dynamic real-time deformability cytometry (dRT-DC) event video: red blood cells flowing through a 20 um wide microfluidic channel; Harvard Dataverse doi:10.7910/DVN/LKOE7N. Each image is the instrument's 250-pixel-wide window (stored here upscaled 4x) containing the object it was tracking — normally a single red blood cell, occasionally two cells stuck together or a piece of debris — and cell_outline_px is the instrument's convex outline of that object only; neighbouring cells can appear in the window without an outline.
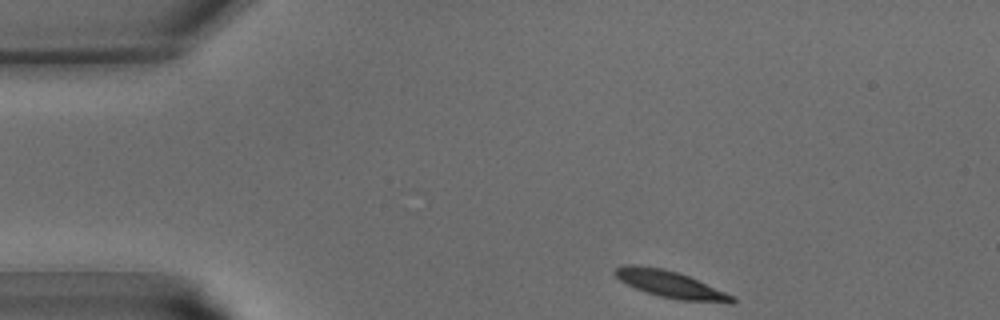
{"species": "common noctule bat (a hibernating species)", "species_latin": "Nyctalus noctula", "temperature_condition": "warm", "stored_images_in_passage": 36, "camera_frame_rate_fps": 3000, "um_per_image_px": 0.085, "animal": {"sex": "male", "body_mass_g": 15.6}, "frame": {"image": 1, "passage_image": 1, "time_ms": 0.0, "image_size_px": [1000, 320], "cell_outline_px": [[736, 300], [732, 304], [728, 304], [676, 300], [660, 296], [636, 288], [620, 280], [612, 272], [616, 268], [628, 264], [632, 264], [664, 268], [688, 276], [736, 296]], "centroid_in_image_um": [57.07, 24.19], "position_along_channel_um": 27.9, "area_um2": 18.5}}
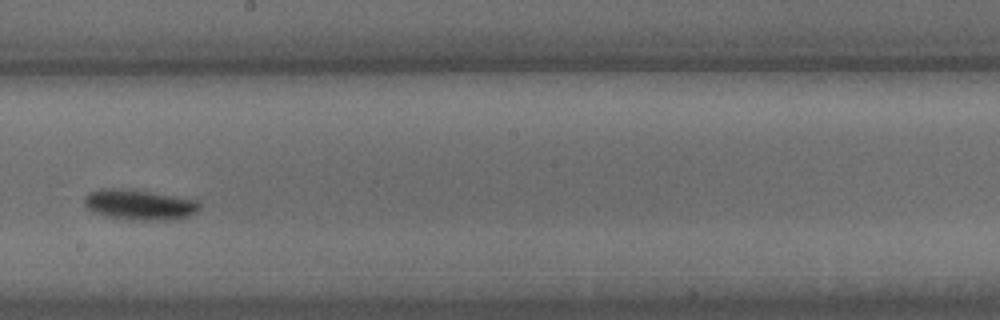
{"frame": {"image": 2, "passage_image": 18, "time_ms": 5.667, "image_size_px": [1000, 320], "cell_outline_px": [[200, 208], [196, 212], [188, 216], [156, 220], [132, 220], [108, 216], [92, 212], [84, 204], [84, 196], [88, 192], [100, 188], [120, 188], [148, 192], [196, 200], [200, 204]], "centroid_in_image_um": [11.77, 17.39], "position_along_channel_um": 236.4, "area_um2": 20.06}}
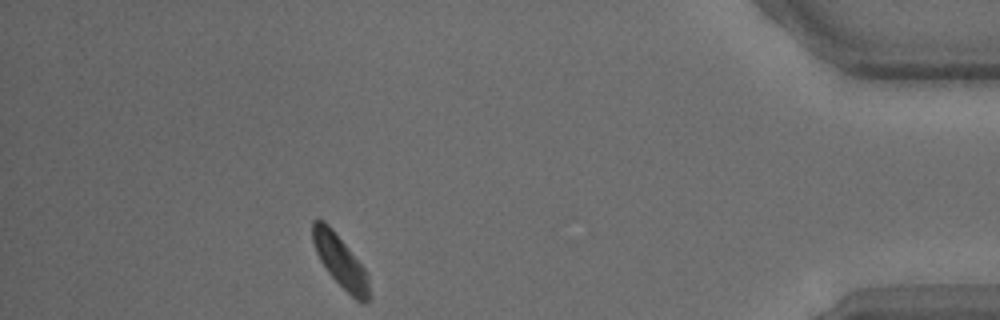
{"frame": {"image": 3, "passage_image": 32, "time_ms": 10.333, "image_size_px": [1000, 320], "cell_outline_px": [[372, 296], [364, 304], [356, 300], [328, 272], [320, 260], [316, 252], [312, 240], [312, 220], [324, 220], [332, 228], [364, 268], [368, 276]], "centroid_in_image_um": [28.95, 22.23], "position_along_channel_um": 406.3, "area_um2": 17.05}}